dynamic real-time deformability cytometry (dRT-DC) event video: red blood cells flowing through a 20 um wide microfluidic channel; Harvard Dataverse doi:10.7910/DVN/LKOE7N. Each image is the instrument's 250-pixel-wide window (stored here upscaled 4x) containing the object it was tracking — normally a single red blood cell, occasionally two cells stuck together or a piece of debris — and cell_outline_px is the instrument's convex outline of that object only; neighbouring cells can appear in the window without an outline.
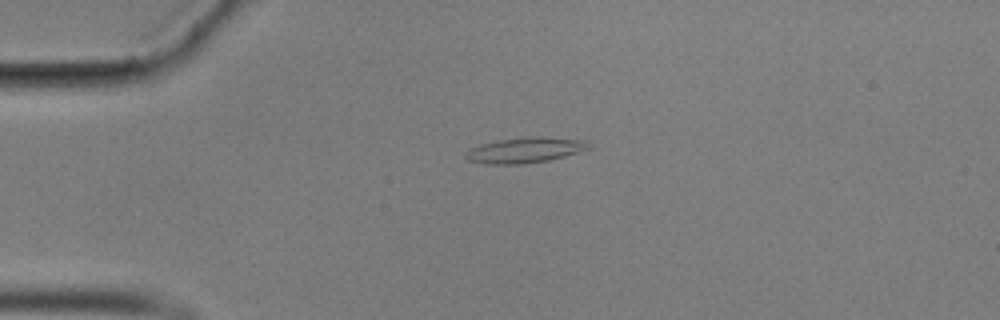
{"species": "common noctule bat (a hibernating species)", "species_latin": "Nyctalus noctula", "temperature_condition": "cold", "stored_images_in_passage": 49, "camera_frame_rate_fps": 3000, "um_per_image_px": 0.085, "animal": {"sex": "male", "body_mass_g": 17.9}, "frame": {"image": 1, "passage_image": 6, "time_ms": 1.667, "image_size_px": [1000, 320], "cell_outline_px": [[588, 148], [564, 156], [548, 160], [524, 164], [484, 164], [468, 160], [464, 156], [464, 152], [468, 148], [480, 144], [500, 140], [536, 136], [540, 136], [588, 140]], "centroid_in_image_um": [44.56, 12.76], "position_along_channel_um": 40.4, "area_um2": 18.21}}
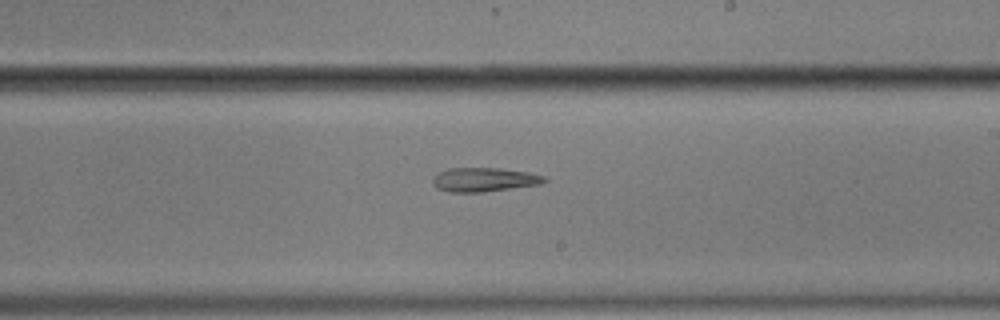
{"frame": {"image": 2, "passage_image": 26, "time_ms": 8.333, "image_size_px": [1000, 320], "cell_outline_px": [[548, 180], [540, 184], [512, 188], [480, 192], [448, 192], [436, 188], [432, 184], [432, 176], [436, 172], [448, 168], [500, 168], [528, 172], [544, 176]], "centroid_in_image_um": [41.08, 15.26], "position_along_channel_um": 247.9, "area_um2": 15.78}}
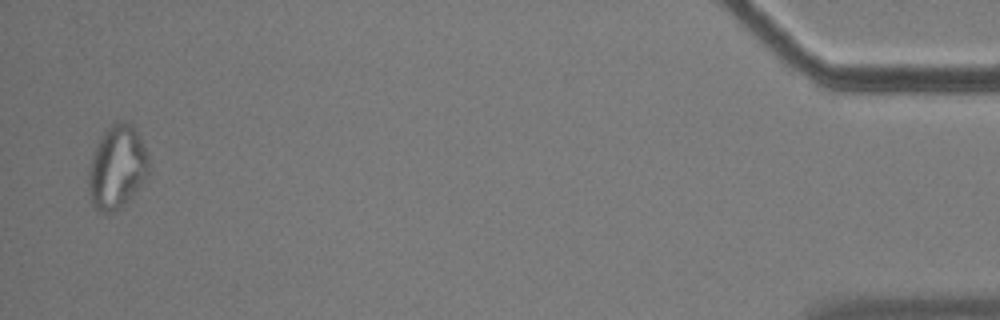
{"frame": {"image": 3, "passage_image": 48, "time_ms": 15.667, "image_size_px": [1000, 320], "cell_outline_px": [[148, 172], [144, 180], [132, 196], [124, 204], [112, 212], [100, 212], [92, 204], [88, 192], [88, 172], [92, 156], [104, 132], [112, 124], [120, 120], [124, 120], [132, 124], [148, 156]], "centroid_in_image_um": [9.92, 14.23], "position_along_channel_um": 425.3, "area_um2": 28.73}}